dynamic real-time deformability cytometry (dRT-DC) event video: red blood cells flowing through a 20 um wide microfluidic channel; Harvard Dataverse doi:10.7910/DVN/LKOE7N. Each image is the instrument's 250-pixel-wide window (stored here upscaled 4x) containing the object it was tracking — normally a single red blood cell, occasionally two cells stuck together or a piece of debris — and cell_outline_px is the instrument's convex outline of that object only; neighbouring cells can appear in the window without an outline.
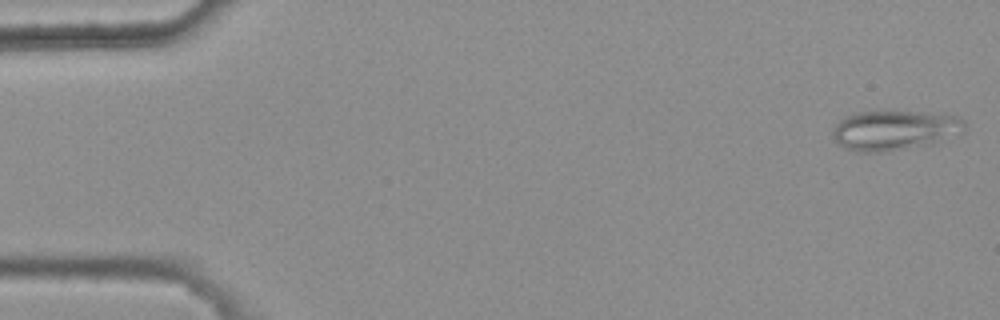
{"species": "common noctule bat (a hibernating species)", "species_latin": "Nyctalus noctula", "temperature_condition": "warm", "stored_images_in_passage": 5, "camera_frame_rate_fps": 3000, "um_per_image_px": 0.085, "animal": {"sex": "female", "body_mass_g": 25.1}, "frame": {"image": 1, "passage_image": 1, "time_ms": 0.0, "image_size_px": [1000, 320], "cell_outline_px": [[968, 128], [964, 132], [932, 144], [884, 152], [860, 152], [844, 148], [832, 136], [832, 132], [836, 124], [844, 116], [856, 112], [912, 112], [960, 116], [964, 120]], "centroid_in_image_um": [76.06, 11.08], "position_along_channel_um": 8.9, "area_um2": 30.63}}